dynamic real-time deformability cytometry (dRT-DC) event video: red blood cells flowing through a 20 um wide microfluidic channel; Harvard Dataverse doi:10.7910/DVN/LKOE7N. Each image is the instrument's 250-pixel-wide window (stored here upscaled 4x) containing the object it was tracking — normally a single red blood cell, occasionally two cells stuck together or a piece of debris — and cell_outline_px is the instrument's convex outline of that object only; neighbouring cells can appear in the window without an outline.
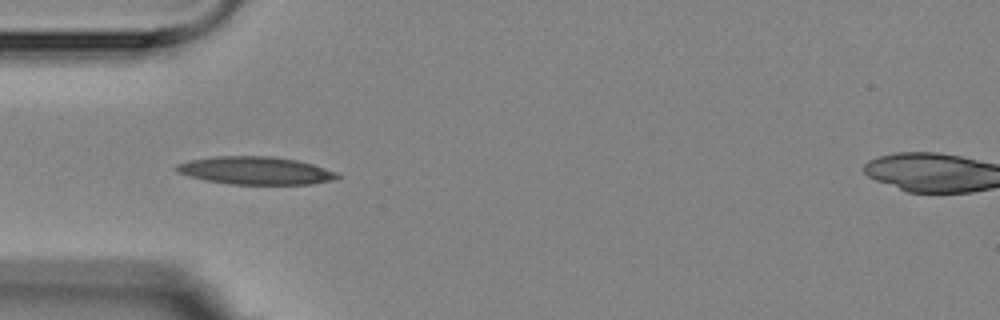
{"species": "Egyptian fruit bat (a non-hibernating species)", "species_latin": "Rousettus aegyptiacus", "temperature_condition": "room temperature", "stored_images_in_passage": 4, "camera_frame_rate_fps": 3000, "um_per_image_px": 0.085, "animal": {"sex": "female"}, "frame": {"image": 1, "passage_image": 1, "time_ms": 0.0, "image_size_px": [1000, 320], "cell_outline_px": [[340, 176], [332, 180], [312, 184], [232, 184], [208, 180], [192, 176], [180, 172], [176, 168], [176, 164], [192, 160], [212, 156], [272, 156], [296, 160], [312, 164], [336, 172]], "centroid_in_image_um": [21.76, 14.49], "position_along_channel_um": 63.2, "area_um2": 25.61}}
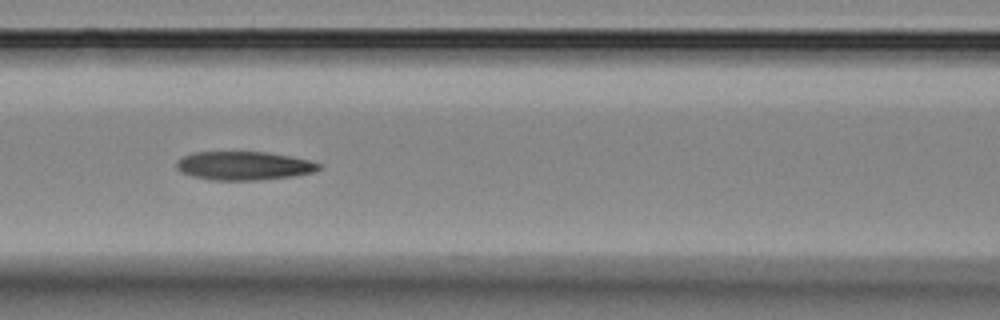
{"frame": {"image": 2, "passage_image": 3, "time_ms": 2.333, "image_size_px": [1000, 320], "cell_outline_px": [[320, 168], [312, 172], [296, 176], [256, 180], [212, 180], [192, 176], [180, 172], [176, 168], [176, 160], [192, 152], [268, 152], [308, 160], [320, 164]], "centroid_in_image_um": [20.68, 14.09], "position_along_channel_um": 145.9, "area_um2": 23.7}}
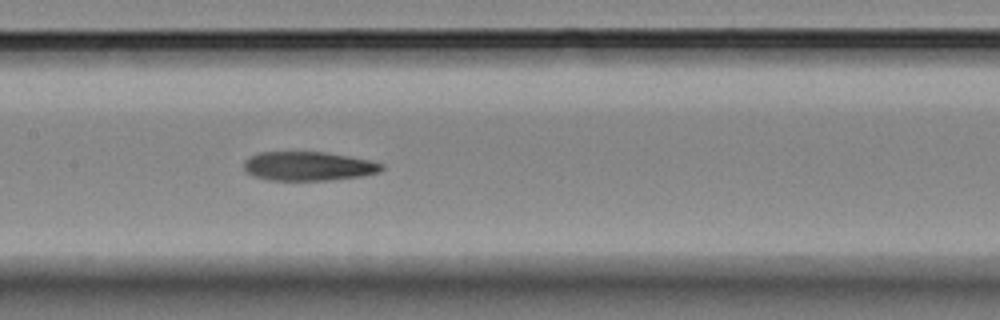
{"frame": {"image": 3, "passage_image": 4, "time_ms": 3.333, "image_size_px": [1000, 320], "cell_outline_px": [[384, 168], [380, 172], [360, 176], [328, 180], [268, 180], [252, 176], [244, 172], [244, 160], [260, 152], [324, 152], [348, 156], [368, 160], [384, 164]], "centroid_in_image_um": [26.18, 14.13], "position_along_channel_um": 181.2, "area_um2": 23.29}}